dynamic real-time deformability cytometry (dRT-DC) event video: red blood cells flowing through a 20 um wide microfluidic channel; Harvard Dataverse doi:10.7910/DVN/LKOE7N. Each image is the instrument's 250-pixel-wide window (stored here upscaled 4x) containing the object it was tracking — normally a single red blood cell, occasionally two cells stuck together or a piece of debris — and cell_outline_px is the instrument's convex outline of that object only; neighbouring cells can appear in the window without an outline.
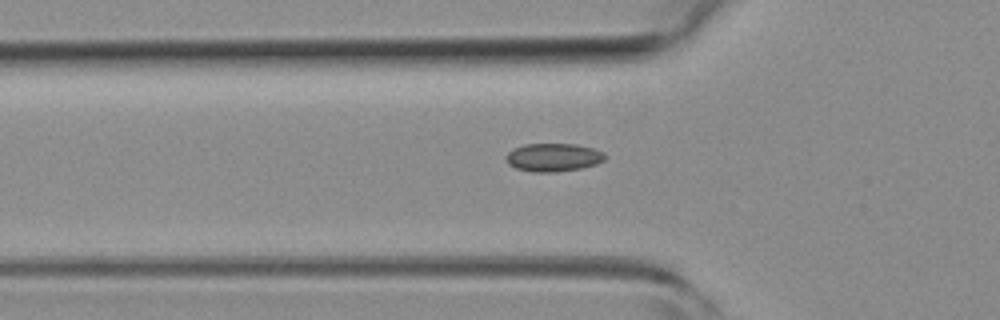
{"species": "common noctule bat (a hibernating species)", "species_latin": "Nyctalus noctula", "temperature_condition": "room temperature", "stored_images_in_passage": 32, "camera_frame_rate_fps": 3000, "um_per_image_px": 0.085, "animal": {"sex": "female", "body_mass_g": 19.3, "forearm_length_mm": 54.1}, "frame": {"image": 1, "passage_image": 4, "time_ms": 1.0, "image_size_px": [1000, 320], "cell_outline_px": [[604, 160], [596, 164], [580, 168], [552, 172], [532, 172], [516, 168], [508, 164], [504, 156], [512, 148], [524, 144], [576, 144], [592, 148], [604, 152]], "centroid_in_image_um": [46.98, 13.37], "position_along_channel_um": 78.8, "area_um2": 16.24}}
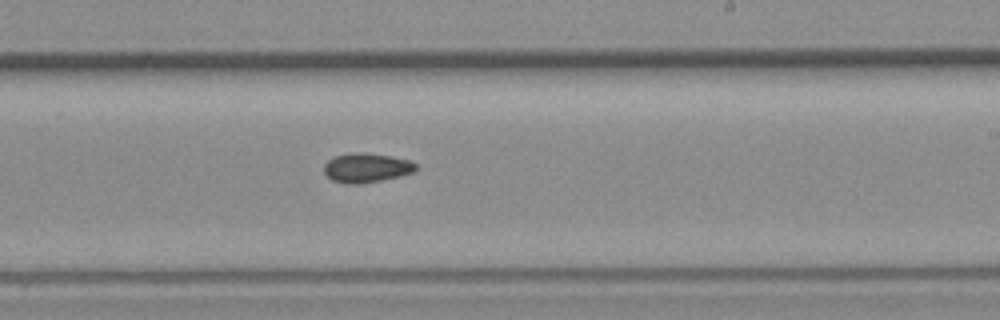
{"frame": {"image": 2, "passage_image": 17, "time_ms": 5.333, "image_size_px": [1000, 320], "cell_outline_px": [[416, 168], [412, 172], [400, 176], [380, 180], [356, 184], [344, 184], [332, 180], [324, 172], [324, 164], [328, 160], [336, 156], [352, 152], [364, 152], [392, 156], [408, 160], [416, 164]], "centroid_in_image_um": [31.12, 14.25], "position_along_channel_um": 257.9, "area_um2": 15.61}}
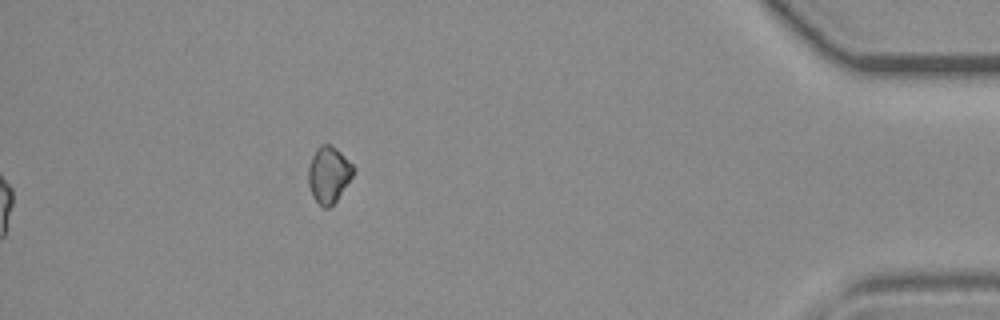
{"frame": {"image": 3, "passage_image": 32, "time_ms": 10.333, "image_size_px": [1000, 320], "cell_outline_px": [[356, 172], [336, 200], [328, 208], [324, 208], [312, 196], [308, 184], [308, 168], [312, 156], [316, 148], [320, 144], [328, 144], [340, 152], [356, 168]], "centroid_in_image_um": [27.94, 14.83], "position_along_channel_um": 407.3, "area_um2": 14.74}}